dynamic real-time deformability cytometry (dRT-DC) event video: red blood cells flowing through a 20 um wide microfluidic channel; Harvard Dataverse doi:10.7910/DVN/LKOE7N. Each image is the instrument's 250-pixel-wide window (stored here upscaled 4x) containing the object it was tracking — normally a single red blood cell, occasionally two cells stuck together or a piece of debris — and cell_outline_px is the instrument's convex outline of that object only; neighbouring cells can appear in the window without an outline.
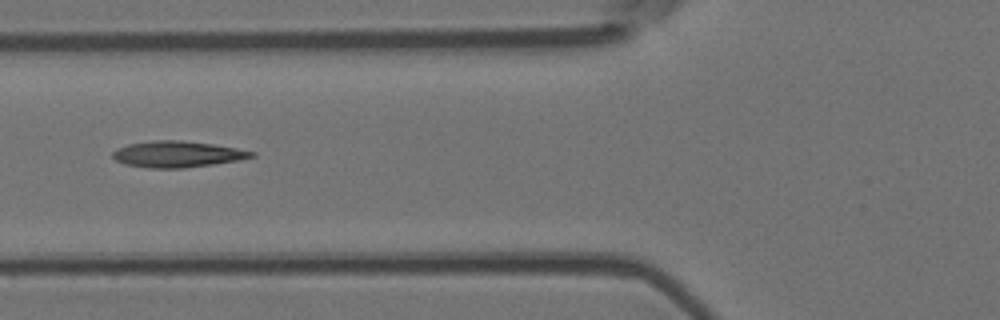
{"species": "Egyptian fruit bat (a non-hibernating species)", "species_latin": "Rousettus aegyptiacus", "temperature_condition": "room temperature", "stored_images_in_passage": 9, "camera_frame_rate_fps": 3000, "um_per_image_px": 0.085, "animal": {"sex": "female"}, "frame": {"image": 1, "passage_image": 6, "time_ms": 1.667, "image_size_px": [1000, 320], "cell_outline_px": [[256, 156], [236, 160], [212, 164], [184, 168], [148, 168], [124, 164], [116, 160], [112, 156], [112, 152], [116, 148], [128, 144], [152, 140], [180, 140], [212, 144], [236, 148], [256, 152]], "centroid_in_image_um": [15.03, 13.1], "position_along_channel_um": 110.8, "area_um2": 21.15}}
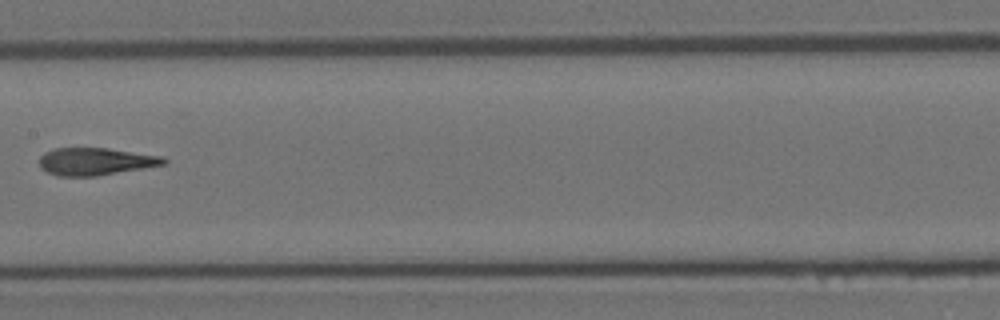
{"frame": {"image": 2, "passage_image": 8, "time_ms": 2.333, "image_size_px": [1000, 320], "cell_outline_px": [[168, 164], [96, 176], [56, 176], [40, 168], [40, 156], [44, 152], [52, 148], [108, 148], [164, 156], [168, 160]], "centroid_in_image_um": [8.14, 13.72], "position_along_channel_um": 199.3, "area_um2": 20.11}}
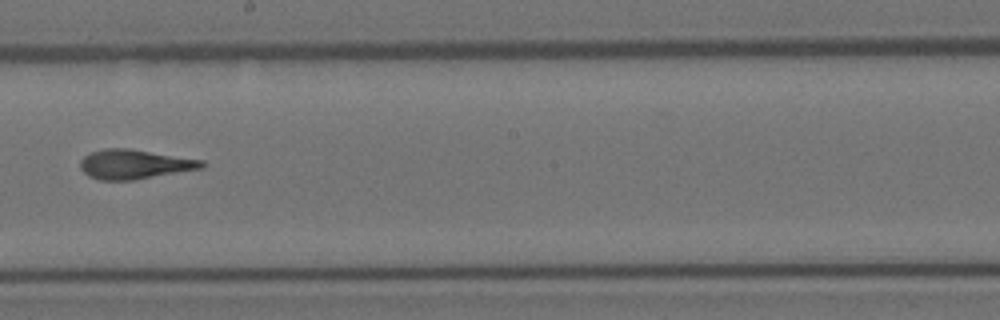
{"frame": {"image": 3, "passage_image": 9, "time_ms": 2.667, "image_size_px": [1000, 320], "cell_outline_px": [[204, 168], [132, 180], [100, 180], [88, 176], [80, 168], [80, 160], [84, 156], [92, 152], [104, 148], [128, 148], [204, 160]], "centroid_in_image_um": [11.42, 13.96], "position_along_channel_um": 236.8, "area_um2": 20.81}}